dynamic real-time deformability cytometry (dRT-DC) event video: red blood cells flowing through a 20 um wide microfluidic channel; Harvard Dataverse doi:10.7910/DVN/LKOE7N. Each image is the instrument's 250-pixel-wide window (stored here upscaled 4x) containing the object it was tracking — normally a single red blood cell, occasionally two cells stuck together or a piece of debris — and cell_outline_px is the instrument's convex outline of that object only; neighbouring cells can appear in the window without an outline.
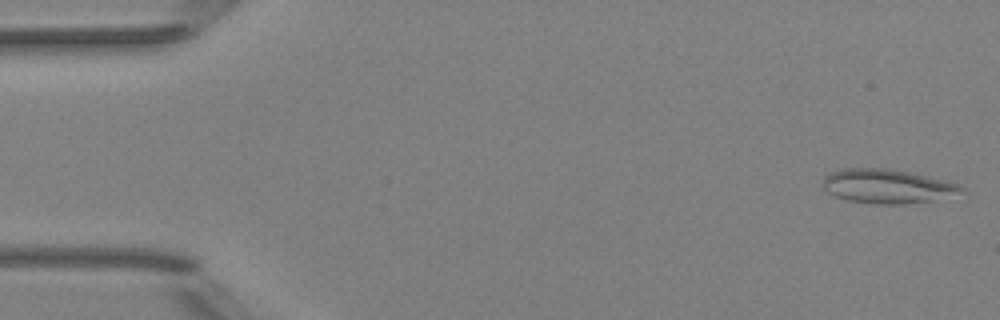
{"species": "Egyptian fruit bat (a non-hibernating species)", "species_latin": "Rousettus aegyptiacus", "temperature_condition": "room temperature", "stored_images_in_passage": 51, "camera_frame_rate_fps": 3000, "um_per_image_px": 0.085, "animal": {"sex": "female"}, "frame": {"image": 1, "passage_image": 1, "time_ms": 0.0, "image_size_px": [1000, 320], "cell_outline_px": [[964, 188], [932, 200], [904, 204], [876, 204], [848, 200], [836, 196], [828, 192], [820, 184], [824, 176], [840, 168], [888, 168], [908, 172], [944, 180], [956, 184]], "centroid_in_image_um": [75.25, 15.81], "position_along_channel_um": 9.7, "area_um2": 26.88}}
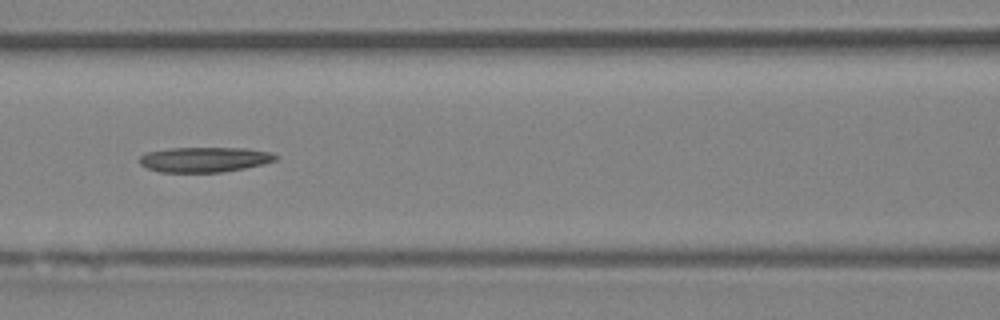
{"frame": {"image": 2, "passage_image": 22, "time_ms": 7.0, "image_size_px": [1000, 320], "cell_outline_px": [[280, 156], [276, 160], [264, 164], [244, 168], [220, 172], [160, 172], [148, 168], [140, 164], [140, 156], [148, 152], [168, 148], [244, 148], [268, 152]], "centroid_in_image_um": [17.39, 13.56], "position_along_channel_um": 149.2, "area_um2": 19.77}}
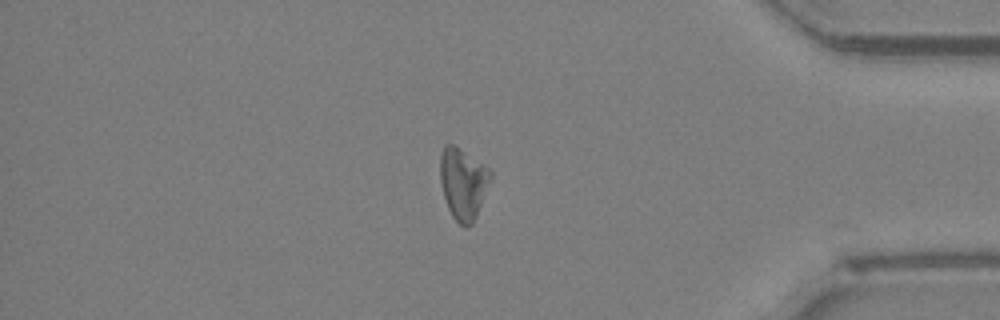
{"frame": {"image": 3, "passage_image": 43, "time_ms": 14.0, "image_size_px": [1000, 320], "cell_outline_px": [[492, 176], [476, 216], [472, 224], [460, 224], [452, 216], [448, 208], [444, 196], [440, 180], [440, 152], [444, 144], [452, 144], [488, 168], [492, 172]], "centroid_in_image_um": [39.34, 15.57], "position_along_channel_um": 395.9, "area_um2": 20.46}}